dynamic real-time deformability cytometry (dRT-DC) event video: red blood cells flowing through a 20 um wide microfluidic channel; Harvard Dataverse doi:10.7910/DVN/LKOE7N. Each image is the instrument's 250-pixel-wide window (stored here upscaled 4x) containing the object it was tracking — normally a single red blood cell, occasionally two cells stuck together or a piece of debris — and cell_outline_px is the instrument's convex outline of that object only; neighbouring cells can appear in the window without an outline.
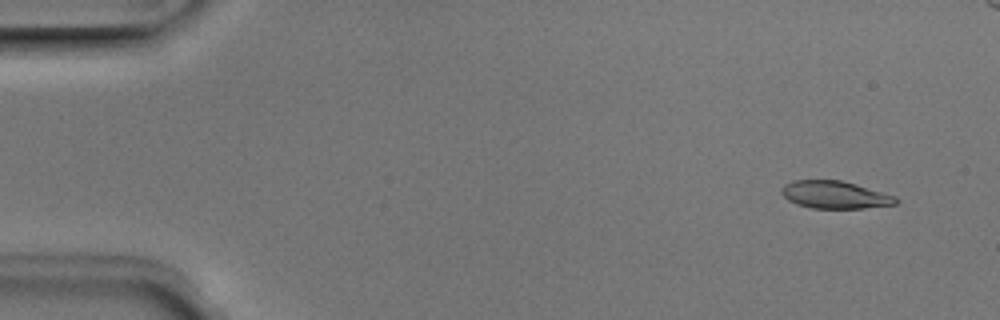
{"species": "Egyptian fruit bat (a non-hibernating species)", "species_latin": "Rousettus aegyptiacus", "temperature_condition": "room temperature", "stored_images_in_passage": 6, "camera_frame_rate_fps": 3000, "um_per_image_px": 0.085, "animal": {"sex": "male"}, "frame": {"image": 1, "passage_image": 2, "time_ms": 0.333, "image_size_px": [1000, 320], "cell_outline_px": [[900, 200], [896, 204], [864, 208], [812, 208], [796, 204], [788, 200], [780, 192], [780, 188], [784, 184], [792, 180], [840, 180], [856, 184], [896, 196]], "centroid_in_image_um": [70.95, 16.55], "position_along_channel_um": 14.1, "area_um2": 18.44}}